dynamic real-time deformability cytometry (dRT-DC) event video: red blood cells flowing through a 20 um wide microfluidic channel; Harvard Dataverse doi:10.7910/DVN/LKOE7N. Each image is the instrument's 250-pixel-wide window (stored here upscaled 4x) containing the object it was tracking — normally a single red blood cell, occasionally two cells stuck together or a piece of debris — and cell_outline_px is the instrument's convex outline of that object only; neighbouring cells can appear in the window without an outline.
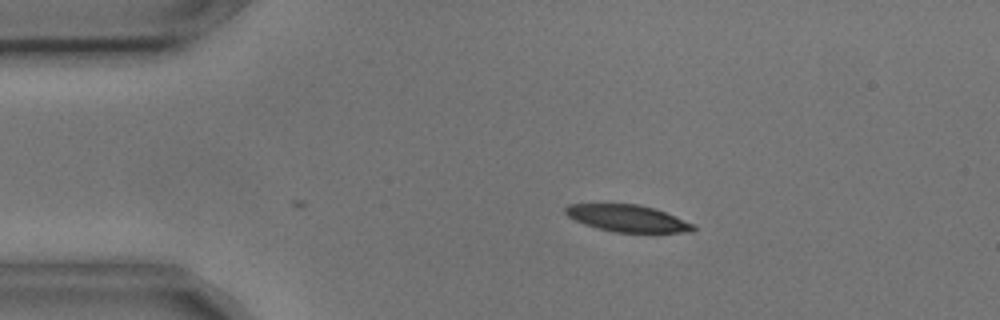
{"species": "common noctule bat (a hibernating species)", "species_latin": "Nyctalus noctula", "temperature_condition": "cold", "stored_images_in_passage": 2, "camera_frame_rate_fps": 3000, "um_per_image_px": 0.085, "animal": {"sex": "male", "body_mass_g": 17.9, "forearm_length_mm": 54.2}, "frame": {"image": 1, "passage_image": 1, "time_ms": 0.0, "image_size_px": [1000, 320], "cell_outline_px": [[696, 228], [692, 232], [612, 232], [596, 228], [584, 224], [568, 216], [564, 212], [564, 208], [568, 204], [640, 204], [656, 208], [676, 216], [692, 224]], "centroid_in_image_um": [53.33, 18.55], "position_along_channel_um": 31.7, "area_um2": 20.06}}